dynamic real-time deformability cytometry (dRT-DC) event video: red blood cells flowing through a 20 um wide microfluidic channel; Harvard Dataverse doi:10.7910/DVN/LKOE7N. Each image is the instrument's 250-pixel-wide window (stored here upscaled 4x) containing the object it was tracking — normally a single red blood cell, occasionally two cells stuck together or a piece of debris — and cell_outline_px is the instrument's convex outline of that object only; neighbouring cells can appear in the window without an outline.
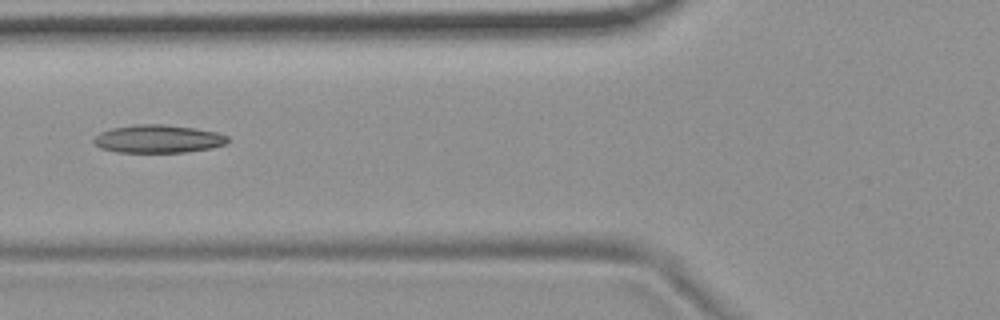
{"species": "common noctule bat (a hibernating species)", "species_latin": "Nyctalus noctula", "temperature_condition": "room temperature", "stored_images_in_passage": 5, "camera_frame_rate_fps": 3000, "um_per_image_px": 0.085, "animal": {"sex": "female", "body_mass_g": 19.9}, "frame": {"image": 1, "passage_image": 5, "time_ms": 5.333, "image_size_px": [1000, 320], "cell_outline_px": [[228, 140], [224, 144], [212, 148], [188, 152], [116, 152], [100, 148], [92, 140], [100, 132], [112, 128], [132, 124], [164, 124], [192, 128], [216, 132], [228, 136]], "centroid_in_image_um": [13.41, 11.8], "position_along_channel_um": 112.4, "area_um2": 21.85}}